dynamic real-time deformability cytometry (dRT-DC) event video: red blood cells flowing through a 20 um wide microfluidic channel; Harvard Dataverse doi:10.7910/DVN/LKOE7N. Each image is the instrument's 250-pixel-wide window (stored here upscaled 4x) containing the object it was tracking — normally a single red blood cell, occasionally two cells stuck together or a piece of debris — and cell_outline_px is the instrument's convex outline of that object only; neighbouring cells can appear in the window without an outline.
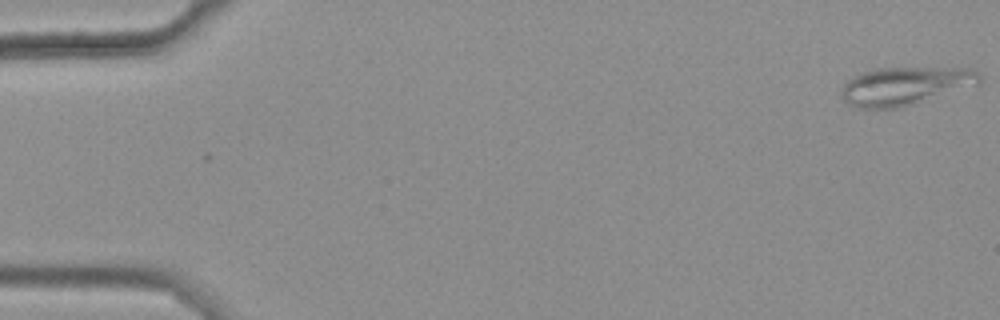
{"species": "common noctule bat (a hibernating species)", "species_latin": "Nyctalus noctula", "temperature_condition": "warm", "stored_images_in_passage": 50, "camera_frame_rate_fps": 3000, "um_per_image_px": 0.085, "animal": {"sex": "female", "body_mass_g": 25.1}, "frame": {"image": 1, "passage_image": 1, "time_ms": 0.0, "image_size_px": [1000, 320], "cell_outline_px": [[980, 84], [900, 108], [856, 108], [848, 104], [844, 100], [840, 92], [840, 88], [852, 76], [860, 72], [872, 68], [972, 68], [980, 76]], "centroid_in_image_um": [76.89, 7.3], "position_along_channel_um": 8.1, "area_um2": 30.92}}
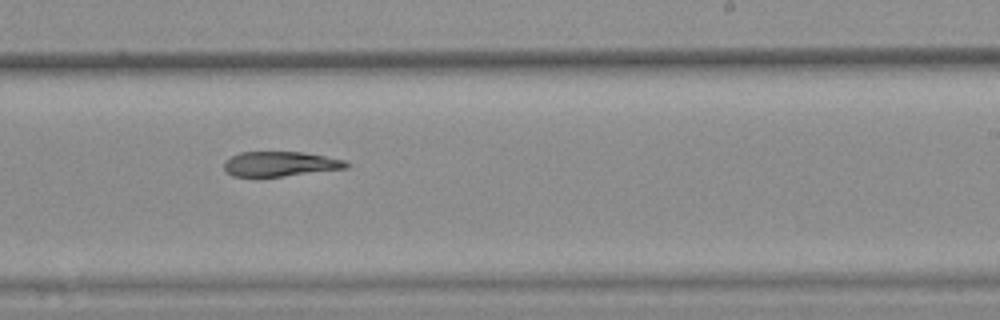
{"frame": {"image": 2, "passage_image": 34, "time_ms": 11.0, "image_size_px": [1000, 320], "cell_outline_px": [[352, 164], [348, 168], [284, 176], [232, 176], [224, 172], [224, 160], [240, 152], [304, 152], [344, 160]], "centroid_in_image_um": [23.81, 13.93], "position_along_channel_um": 265.2, "area_um2": 17.74}}
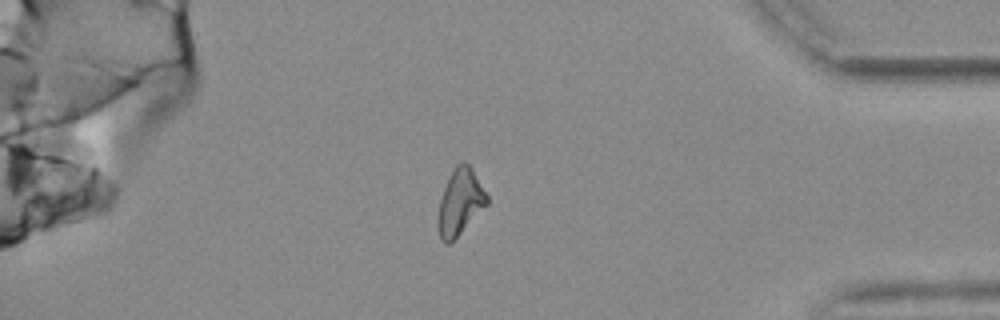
{"frame": {"image": 3, "passage_image": 47, "time_ms": 15.333, "image_size_px": [1000, 320], "cell_outline_px": [[488, 204], [448, 244], [444, 244], [440, 240], [436, 224], [440, 200], [444, 188], [456, 164], [460, 160], [464, 160], [472, 168], [488, 196]], "centroid_in_image_um": [39.09, 17.17], "position_along_channel_um": 396.1, "area_um2": 18.67}}